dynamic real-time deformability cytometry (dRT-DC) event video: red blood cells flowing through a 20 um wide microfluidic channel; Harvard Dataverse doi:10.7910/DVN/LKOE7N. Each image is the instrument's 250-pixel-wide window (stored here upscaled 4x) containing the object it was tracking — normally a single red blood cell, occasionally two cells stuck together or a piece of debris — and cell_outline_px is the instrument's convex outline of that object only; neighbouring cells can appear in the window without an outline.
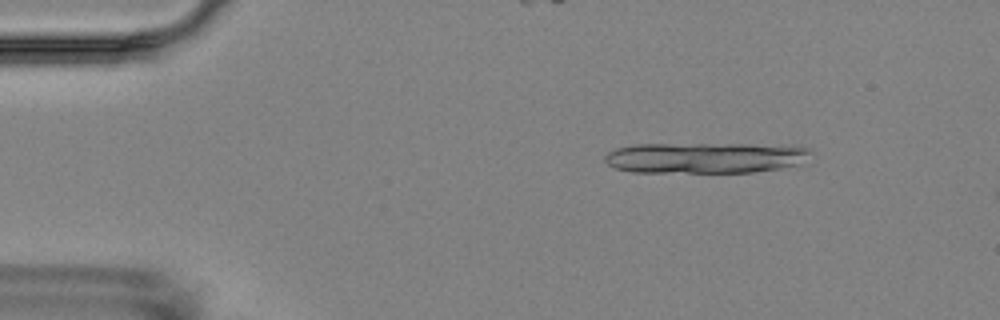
{"species": "Egyptian fruit bat (a non-hibernating species)", "species_latin": "Rousettus aegyptiacus", "temperature_condition": "room temperature", "stored_images_in_passage": 4, "camera_frame_rate_fps": 3000, "um_per_image_px": 0.085, "animal": {"sex": "female"}, "frame": {"image": 1, "passage_image": 2, "time_ms": 1.0, "image_size_px": [1000, 320], "cell_outline_px": [[812, 152], [796, 164], [780, 168], [752, 172], [632, 172], [616, 168], [608, 164], [604, 160], [604, 156], [608, 152], [616, 148], [636, 144], [792, 144], [808, 148]], "centroid_in_image_um": [59.93, 13.39], "position_along_channel_um": 25.1, "area_um2": 37.17}}